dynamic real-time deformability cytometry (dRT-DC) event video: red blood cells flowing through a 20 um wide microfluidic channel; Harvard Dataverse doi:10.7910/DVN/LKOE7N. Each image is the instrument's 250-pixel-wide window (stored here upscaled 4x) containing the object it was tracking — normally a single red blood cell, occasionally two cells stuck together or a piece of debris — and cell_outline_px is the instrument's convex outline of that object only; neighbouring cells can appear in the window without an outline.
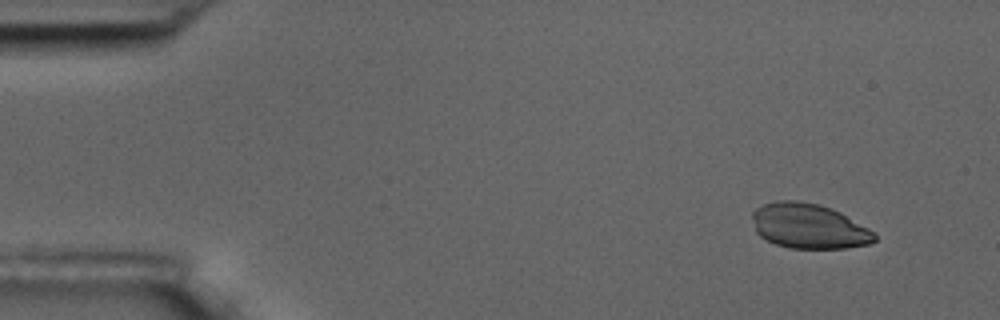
{"species": "common noctule bat (a hibernating species)", "species_latin": "Nyctalus noctula", "temperature_condition": "room temperature", "stored_images_in_passage": 6, "camera_frame_rate_fps": 3000, "um_per_image_px": 0.085, "animal": {"sex": "male", "body_mass_g": 17.5, "forearm_length_mm": 52.3}, "frame": {"image": 1, "passage_image": 2, "time_ms": 1.0, "image_size_px": [1000, 320], "cell_outline_px": [[876, 240], [868, 244], [848, 248], [788, 248], [776, 244], [760, 236], [756, 232], [752, 216], [752, 212], [756, 208], [764, 204], [780, 200], [796, 200], [820, 204], [840, 212], [876, 232]], "centroid_in_image_um": [68.77, 19.22], "position_along_channel_um": 16.2, "area_um2": 32.08}}